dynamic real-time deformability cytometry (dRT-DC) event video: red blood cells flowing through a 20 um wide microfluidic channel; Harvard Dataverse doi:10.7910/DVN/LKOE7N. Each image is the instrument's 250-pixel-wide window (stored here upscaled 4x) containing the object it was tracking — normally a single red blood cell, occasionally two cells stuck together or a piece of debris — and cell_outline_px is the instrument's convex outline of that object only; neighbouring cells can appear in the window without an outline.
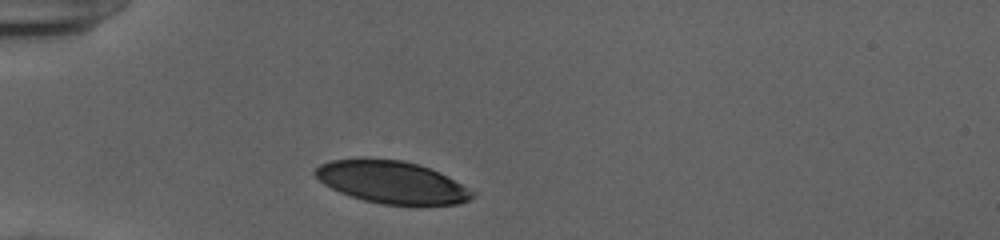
{"species": "human", "species_latin": "Homo sapiens", "temperature_condition": "cold", "stored_images_in_passage": 29, "camera_frame_rate_fps": 3000, "um_per_image_px": 0.085, "donor": {"sex": "female"}, "frame": {"image": 1, "passage_image": 1, "time_ms": 0.0, "image_size_px": [1000, 240], "cell_outline_px": [[476, 192], [468, 200], [460, 204], [384, 204], [364, 200], [340, 192], [324, 184], [312, 172], [320, 164], [332, 160], [400, 160], [420, 164], [440, 172]], "centroid_in_image_um": [33.33, 15.49], "position_along_channel_um": 51.7, "area_um2": 37.97}}
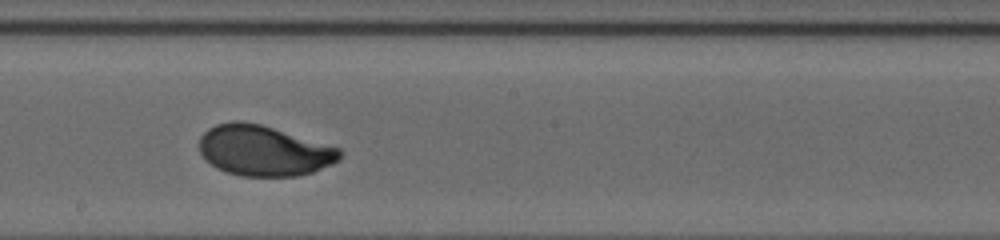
{"frame": {"image": 2, "passage_image": 16, "time_ms": 5.0, "image_size_px": [1000, 240], "cell_outline_px": [[340, 160], [332, 164], [312, 172], [296, 176], [240, 176], [224, 172], [216, 168], [204, 160], [200, 152], [200, 136], [208, 128], [216, 124], [232, 120], [240, 120], [260, 124], [340, 148]], "centroid_in_image_um": [22.37, 12.81], "position_along_channel_um": 225.8, "area_um2": 41.44}}
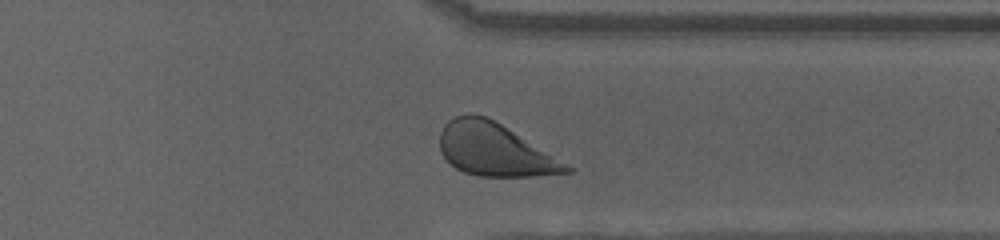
{"frame": {"image": 3, "passage_image": 27, "time_ms": 8.667, "image_size_px": [1000, 240], "cell_outline_px": [[576, 168], [572, 172], [532, 176], [476, 176], [464, 172], [456, 168], [440, 152], [440, 132], [444, 124], [448, 120], [456, 116], [484, 116], [500, 124]], "centroid_in_image_um": [42.06, 12.76], "position_along_channel_um": 369.3, "area_um2": 38.26}, "authors_computed_cell_mechanics": {"area_um2": 41.3848, "velocity_mm_per_s": 3.9026, "shape_relaxation_time_tau1_ms": 2.8625, "shape_relaxation_time_tau2_ms": null, "deformation_change_tau1": 0.1493, "deformation_change_tau2": null}}